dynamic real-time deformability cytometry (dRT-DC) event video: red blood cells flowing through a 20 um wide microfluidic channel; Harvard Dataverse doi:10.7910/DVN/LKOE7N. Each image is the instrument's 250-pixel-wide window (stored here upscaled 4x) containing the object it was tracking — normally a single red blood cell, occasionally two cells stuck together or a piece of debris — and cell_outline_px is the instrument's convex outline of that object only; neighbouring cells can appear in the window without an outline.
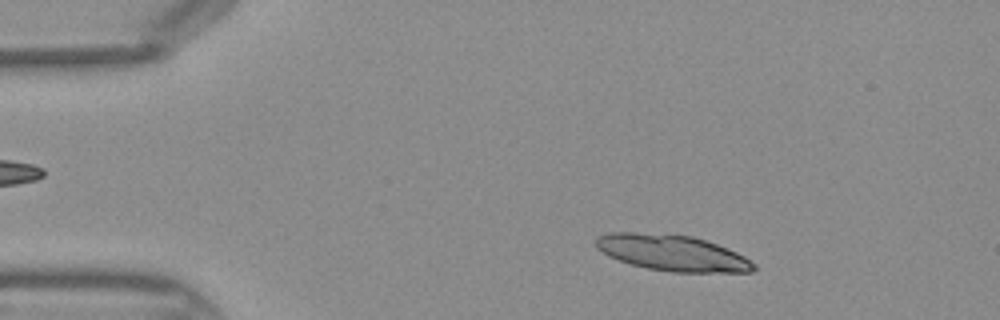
{"species": "Egyptian fruit bat (a non-hibernating species)", "species_latin": "Rousettus aegyptiacus", "temperature_condition": "warm", "stored_images_in_passage": 42, "segment_of_instrument_passage": [1, 2], "camera_frame_rate_fps": 3000, "um_per_image_px": 0.085, "frame": {"image": 1, "passage_image": 5, "time_ms": 1.333, "image_size_px": [1000, 320], "cell_outline_px": [[756, 268], [752, 272], [672, 272], [648, 268], [632, 264], [608, 256], [596, 248], [596, 236], [608, 232], [636, 232], [692, 236], [716, 244], [736, 252], [744, 256], [756, 264]], "centroid_in_image_um": [57.13, 21.49], "position_along_channel_um": 27.9, "area_um2": 32.95}}